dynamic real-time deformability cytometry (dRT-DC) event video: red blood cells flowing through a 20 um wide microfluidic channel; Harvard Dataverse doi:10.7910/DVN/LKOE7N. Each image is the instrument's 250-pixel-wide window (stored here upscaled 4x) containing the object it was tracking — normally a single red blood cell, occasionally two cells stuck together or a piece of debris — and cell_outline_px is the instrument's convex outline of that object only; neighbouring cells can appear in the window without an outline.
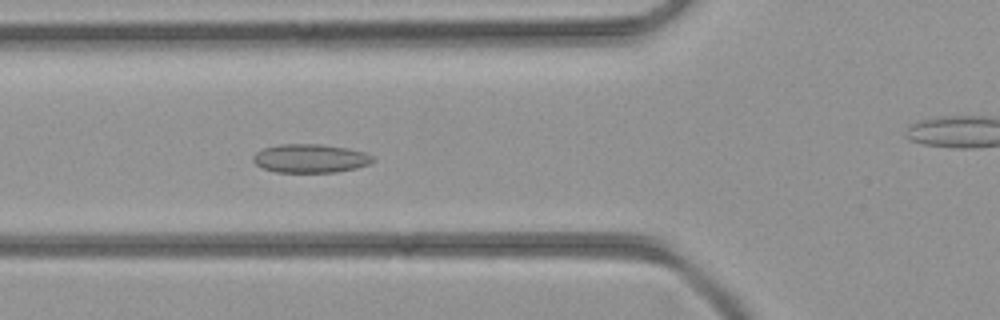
{"species": "common noctule bat (a hibernating species)", "species_latin": "Nyctalus noctula", "temperature_condition": "room temperature", "stored_images_in_passage": 38, "camera_frame_rate_fps": 3000, "um_per_image_px": 0.085, "animal": {"sex": "female", "body_mass_g": 21.9}, "frame": {"image": 1, "passage_image": 10, "time_ms": 3.0, "image_size_px": [1000, 320], "cell_outline_px": [[376, 160], [368, 164], [356, 168], [336, 172], [276, 172], [264, 168], [256, 164], [252, 160], [252, 156], [256, 152], [264, 148], [280, 144], [320, 144], [348, 148], [364, 152], [372, 156]], "centroid_in_image_um": [26.38, 13.46], "position_along_channel_um": 99.4, "area_um2": 19.94}}
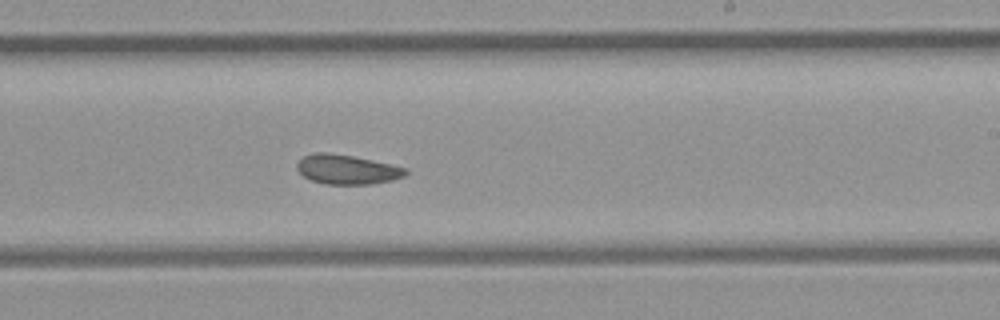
{"frame": {"image": 2, "passage_image": 20, "time_ms": 6.333, "image_size_px": [1000, 320], "cell_outline_px": [[408, 172], [404, 176], [392, 180], [372, 184], [324, 184], [312, 180], [304, 176], [296, 168], [296, 164], [304, 156], [316, 152], [324, 152], [352, 156], [388, 164], [404, 168]], "centroid_in_image_um": [29.46, 14.41], "position_along_channel_um": 259.5, "area_um2": 18.32}}
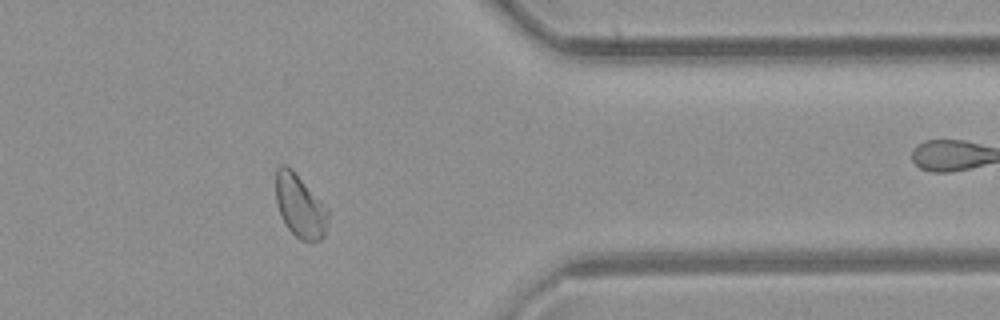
{"frame": {"image": 3, "passage_image": 29, "time_ms": 9.333, "image_size_px": [1000, 320], "cell_outline_px": [[328, 216], [324, 236], [320, 240], [300, 240], [288, 228], [280, 212], [276, 200], [276, 168], [280, 164], [284, 164], [292, 168], [328, 208]], "centroid_in_image_um": [25.5, 17.47], "position_along_channel_um": 385.9, "area_um2": 19.02}}